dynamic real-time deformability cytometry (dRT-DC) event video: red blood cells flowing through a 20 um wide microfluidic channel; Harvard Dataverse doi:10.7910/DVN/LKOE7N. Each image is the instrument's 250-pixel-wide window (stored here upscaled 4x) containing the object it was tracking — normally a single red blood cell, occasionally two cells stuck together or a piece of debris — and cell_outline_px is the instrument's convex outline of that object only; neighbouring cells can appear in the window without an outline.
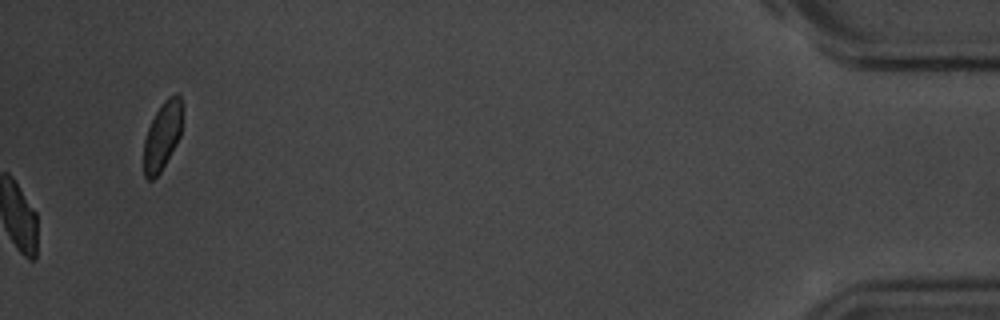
{"species": "common noctule bat (a hibernating species)", "species_latin": "Nyctalus noctula", "temperature_condition": "room temperature", "stored_images_in_passage": 39, "camera_frame_rate_fps": 3000, "um_per_image_px": 0.085, "animal": {"sex": "male", "body_mass_g": 20.1, "forearm_length_mm": 53.5}, "frame": {"image": 1, "passage_image": 39, "time_ms": 12.667, "image_size_px": [1000, 320], "cell_outline_px": [[180, 136], [176, 144], [160, 172], [152, 180], [148, 180], [144, 176], [144, 140], [148, 128], [160, 104], [168, 96], [176, 92], [180, 96]], "centroid_in_image_um": [13.77, 11.55], "position_along_channel_um": 421.4, "area_um2": 14.97}}